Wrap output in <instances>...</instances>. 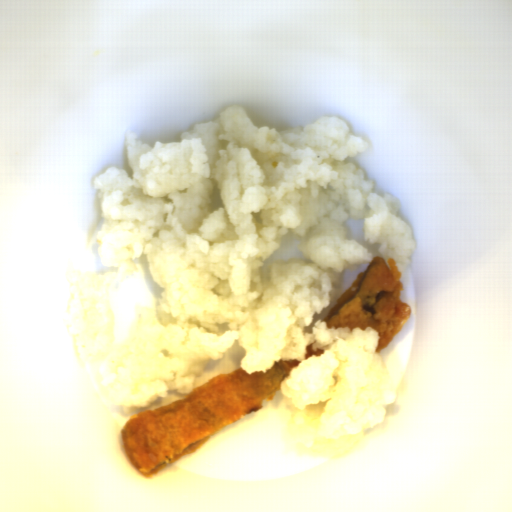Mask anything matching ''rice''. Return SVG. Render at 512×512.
<instances>
[{
  "label": "rice",
  "mask_w": 512,
  "mask_h": 512,
  "mask_svg": "<svg viewBox=\"0 0 512 512\" xmlns=\"http://www.w3.org/2000/svg\"><path fill=\"white\" fill-rule=\"evenodd\" d=\"M126 169L95 177L101 229L72 296L75 356L114 406L153 411L238 368L295 360L275 409L305 446L377 426L393 379L373 327L323 321L373 257L402 273L418 250L401 204L347 157L368 150L342 119L276 130L240 105L154 145L126 131ZM364 220L370 250L348 234ZM300 255L276 262L283 237ZM324 353L305 359L306 346Z\"/></svg>",
  "instance_id": "rice-1"
}]
</instances>
